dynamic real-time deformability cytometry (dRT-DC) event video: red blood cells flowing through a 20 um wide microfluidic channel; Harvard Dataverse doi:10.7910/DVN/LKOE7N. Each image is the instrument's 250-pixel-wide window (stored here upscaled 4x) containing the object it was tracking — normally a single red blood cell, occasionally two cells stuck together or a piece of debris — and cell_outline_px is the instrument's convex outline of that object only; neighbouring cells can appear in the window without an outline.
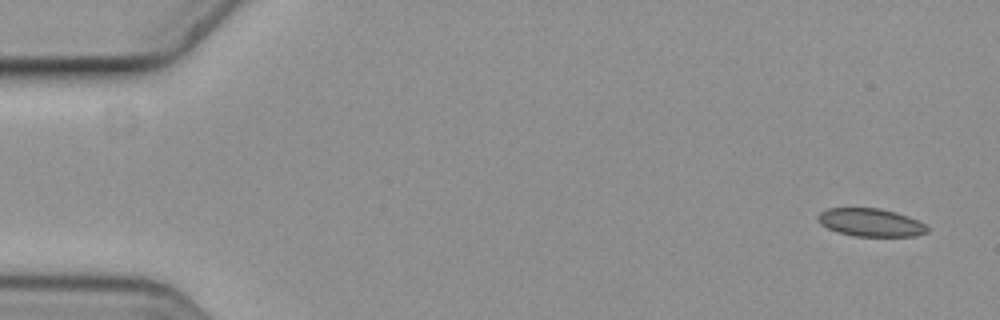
{"species": "common noctule bat (a hibernating species)", "species_latin": "Nyctalus noctula", "temperature_condition": "cold", "stored_images_in_passage": 5, "camera_frame_rate_fps": 3000, "um_per_image_px": 0.085, "animal": {"sex": "female", "body_mass_g": 19.3, "forearm_length_mm": 54.1}, "frame": {"image": 1, "passage_image": 1, "time_ms": 0.0, "image_size_px": [1000, 320], "cell_outline_px": [[928, 232], [916, 236], [852, 236], [836, 232], [820, 224], [816, 220], [816, 216], [820, 212], [828, 208], [876, 208], [896, 212], [908, 216], [924, 224], [928, 228]], "centroid_in_image_um": [73.96, 18.91], "position_along_channel_um": 11.0, "area_um2": 17.92}}
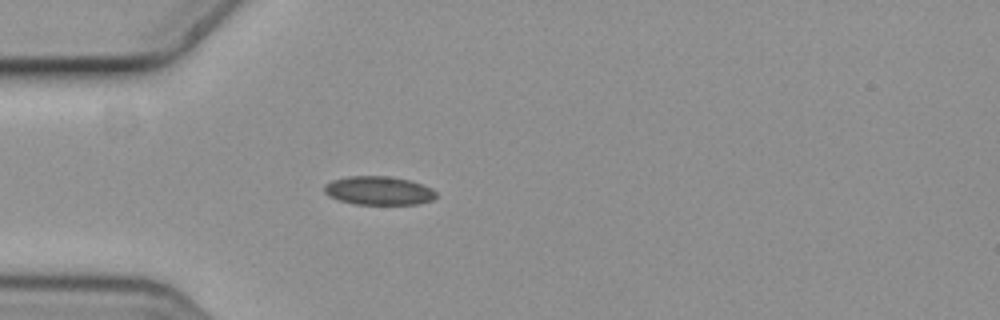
{"frame": {"image": 2, "passage_image": 5, "time_ms": 1.333, "image_size_px": [1000, 320], "cell_outline_px": [[436, 196], [432, 200], [416, 204], [352, 204], [328, 196], [324, 192], [324, 184], [332, 180], [348, 176], [392, 176], [408, 180], [432, 188], [436, 192]], "centroid_in_image_um": [32.16, 16.2], "position_along_channel_um": 52.8, "area_um2": 18.67}}